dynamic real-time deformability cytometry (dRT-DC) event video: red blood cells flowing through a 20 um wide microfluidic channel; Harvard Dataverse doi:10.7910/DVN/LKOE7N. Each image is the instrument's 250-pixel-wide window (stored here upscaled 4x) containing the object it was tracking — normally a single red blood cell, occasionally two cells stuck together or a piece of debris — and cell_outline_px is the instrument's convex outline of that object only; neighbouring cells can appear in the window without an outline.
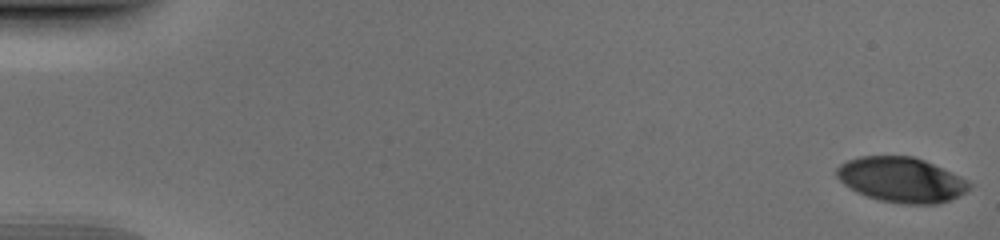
{"species": "human", "species_latin": "Homo sapiens", "temperature_condition": "cold", "stored_images_in_passage": 52, "camera_frame_rate_fps": 3000, "um_per_image_px": 0.085, "donor": {"sex": "male"}, "frame": {"image": 1, "passage_image": 1, "time_ms": 0.0, "image_size_px": [1000, 240], "cell_outline_px": [[972, 188], [948, 200], [936, 204], [904, 204], [880, 200], [856, 192], [844, 184], [836, 176], [836, 168], [840, 164], [848, 160], [860, 156], [912, 156], [924, 160], [960, 176], [968, 180], [972, 184]], "centroid_in_image_um": [76.6, 15.27], "position_along_channel_um": 8.4, "area_um2": 34.62}}
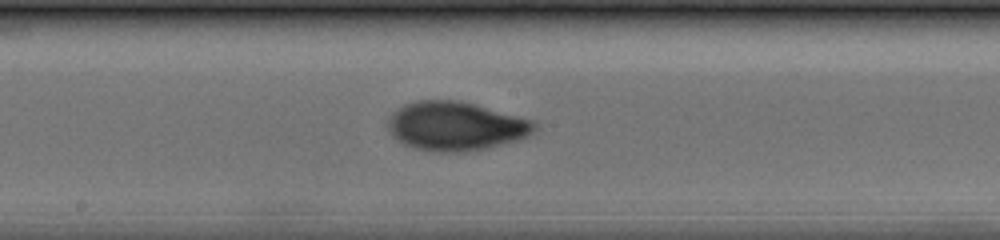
{"frame": {"image": 2, "passage_image": 29, "time_ms": 9.333, "image_size_px": [1000, 240], "cell_outline_px": [[540, 124], [528, 136], [520, 140], [488, 148], [464, 152], [432, 152], [416, 148], [404, 144], [396, 140], [392, 136], [388, 128], [388, 116], [392, 112], [404, 104], [416, 100], [460, 100], [476, 104], [536, 120]], "centroid_in_image_um": [38.77, 10.72], "position_along_channel_um": 209.4, "area_um2": 42.54}}
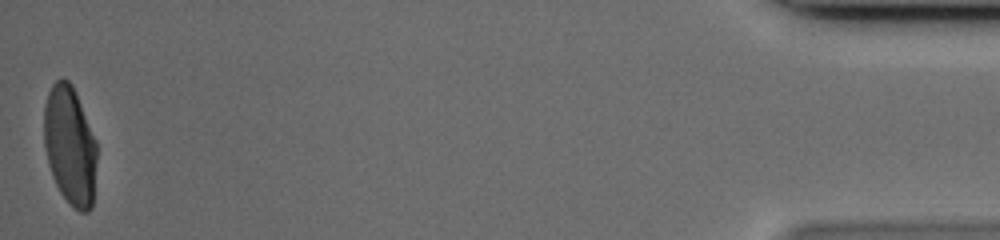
{"frame": {"image": 3, "passage_image": 52, "time_ms": 17.0, "image_size_px": [1000, 240], "cell_outline_px": [[96, 160], [92, 208], [88, 212], [80, 212], [72, 208], [60, 192], [52, 176], [48, 164], [44, 144], [44, 104], [48, 92], [52, 84], [60, 76], [68, 80], [72, 84], [76, 92], [96, 140]], "centroid_in_image_um": [5.93, 12.36], "position_along_channel_um": 429.3, "area_um2": 36.93}}